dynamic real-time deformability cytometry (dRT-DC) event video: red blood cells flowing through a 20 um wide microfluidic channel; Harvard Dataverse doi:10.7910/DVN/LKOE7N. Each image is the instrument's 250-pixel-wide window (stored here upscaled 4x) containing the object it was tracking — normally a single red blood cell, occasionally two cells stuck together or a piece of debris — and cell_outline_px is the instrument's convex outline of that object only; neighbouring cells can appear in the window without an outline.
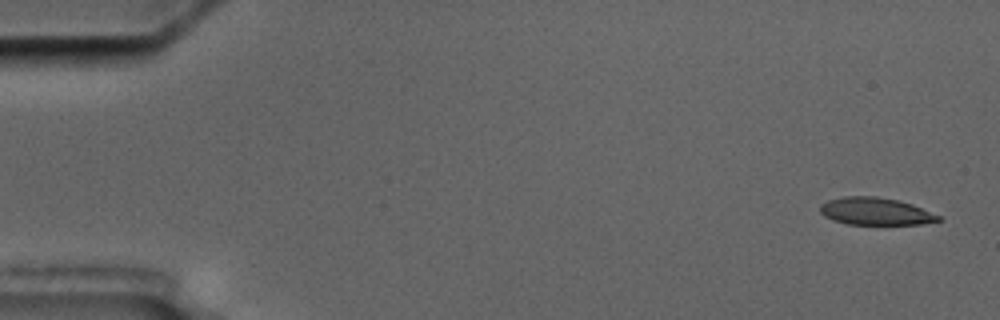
{"species": "common noctule bat (a hibernating species)", "species_latin": "Nyctalus noctula", "temperature_condition": "cold", "stored_images_in_passage": 6, "camera_frame_rate_fps": 3000, "um_per_image_px": 0.085, "animal": {"sex": "male", "body_mass_g": 17.5, "forearm_length_mm": 52.3}, "frame": {"image": 1, "passage_image": 1, "time_ms": 0.0, "image_size_px": [1000, 320], "cell_outline_px": [[940, 220], [920, 224], [848, 224], [832, 220], [824, 216], [820, 212], [820, 204], [828, 200], [844, 196], [876, 196], [896, 200], [912, 204], [940, 216]], "centroid_in_image_um": [74.36, 17.96], "position_along_channel_um": 10.6, "area_um2": 18.73}}
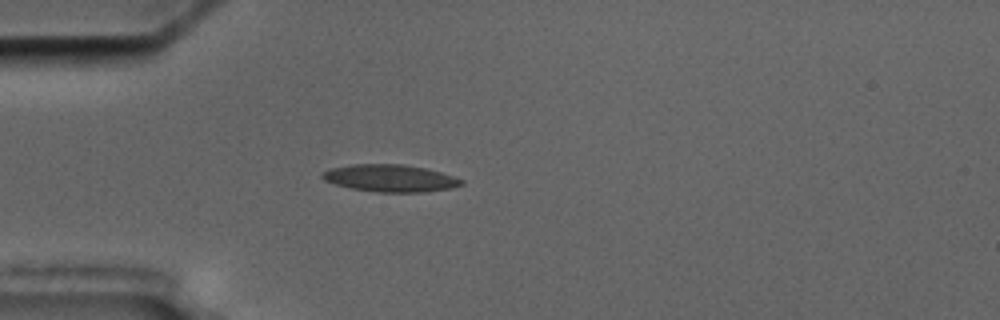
{"frame": {"image": 2, "passage_image": 5, "time_ms": 4.667, "image_size_px": [1000, 320], "cell_outline_px": [[464, 184], [452, 188], [424, 192], [376, 192], [352, 188], [336, 184], [324, 180], [320, 176], [328, 168], [352, 164], [404, 164], [424, 168], [440, 172], [464, 180]], "centroid_in_image_um": [33.17, 15.14], "position_along_channel_um": 51.8, "area_um2": 22.02}}